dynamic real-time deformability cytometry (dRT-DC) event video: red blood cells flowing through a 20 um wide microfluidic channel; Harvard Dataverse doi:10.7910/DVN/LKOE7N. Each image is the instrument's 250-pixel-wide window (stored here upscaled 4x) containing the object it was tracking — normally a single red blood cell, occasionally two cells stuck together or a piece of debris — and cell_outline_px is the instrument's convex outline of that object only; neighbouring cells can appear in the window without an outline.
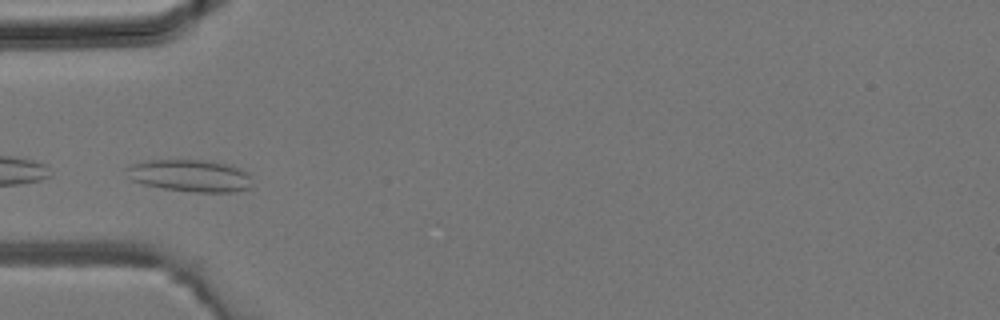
{"species": "common noctule bat (a hibernating species)", "species_latin": "Nyctalus noctula", "temperature_condition": "room temperature", "stored_images_in_passage": 4, "camera_frame_rate_fps": 3000, "um_per_image_px": 0.085, "animal": {"sex": "male", "body_mass_g": 19.2, "forearm_length_mm": 51.8}, "frame": {"image": 1, "passage_image": 3, "time_ms": 0.667, "image_size_px": [1000, 320], "cell_outline_px": [[252, 188], [232, 192], [192, 192], [164, 188], [144, 184], [132, 180], [124, 168], [132, 164], [148, 160], [212, 160], [240, 168], [248, 176], [252, 184]], "centroid_in_image_um": [16.16, 14.93], "position_along_channel_um": 68.8, "area_um2": 23.47}}